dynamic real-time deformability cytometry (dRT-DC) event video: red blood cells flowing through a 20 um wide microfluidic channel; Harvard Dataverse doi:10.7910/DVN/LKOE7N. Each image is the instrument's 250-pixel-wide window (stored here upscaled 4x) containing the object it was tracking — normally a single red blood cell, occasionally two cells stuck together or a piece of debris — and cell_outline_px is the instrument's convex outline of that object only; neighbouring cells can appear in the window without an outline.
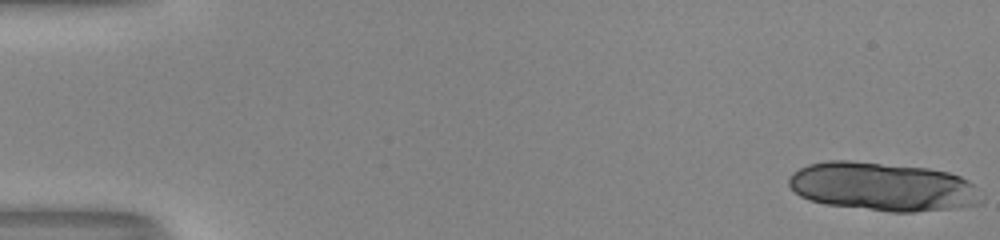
{"species": "human", "species_latin": "Homo sapiens", "temperature_condition": "room temperature", "stored_images_in_passage": 17, "camera_frame_rate_fps": 3000, "um_per_image_px": 0.085, "donor": {"sex": "male"}, "frame": {"image": 1, "passage_image": 1, "time_ms": 0.0, "image_size_px": [1000, 240], "cell_outline_px": [[984, 204], [952, 208], [912, 212], [892, 212], [824, 204], [808, 200], [800, 196], [788, 184], [788, 176], [792, 172], [808, 164], [828, 160], [848, 160], [928, 168], [948, 172], [960, 176], [968, 180], [972, 184], [984, 200]], "centroid_in_image_um": [75.01, 15.87], "position_along_channel_um": 10.0, "area_um2": 54.79}}